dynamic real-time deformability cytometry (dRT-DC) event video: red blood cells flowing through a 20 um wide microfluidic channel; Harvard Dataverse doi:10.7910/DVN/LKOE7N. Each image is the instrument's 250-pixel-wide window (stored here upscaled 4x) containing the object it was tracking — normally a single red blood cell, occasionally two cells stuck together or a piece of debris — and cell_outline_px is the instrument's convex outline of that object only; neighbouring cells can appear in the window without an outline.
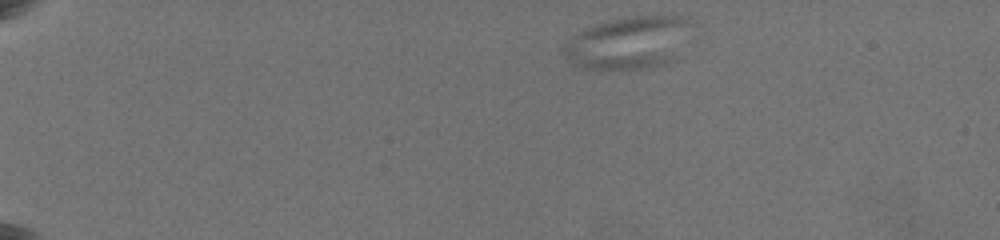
{"species": "common noctule bat (a hibernating species)", "species_latin": "Nyctalus noctula", "temperature_condition": "warm", "stored_images_in_passage": 34, "camera_frame_rate_fps": 3000, "um_per_image_px": 0.085, "animal": {"sex": "female", "body_mass_g": 19.5, "forearm_length_mm": 54.1}, "frame": {"image": 1, "passage_image": 1, "time_ms": 0.0, "image_size_px": [1000, 240], "cell_outline_px": [[688, 20], [672, 60], [664, 64], [648, 68], [580, 68], [564, 52], [564, 48], [580, 32], [588, 28], [624, 16], [680, 16]], "centroid_in_image_um": [53.37, 3.63], "position_along_channel_um": 31.6, "area_um2": 36.59}}
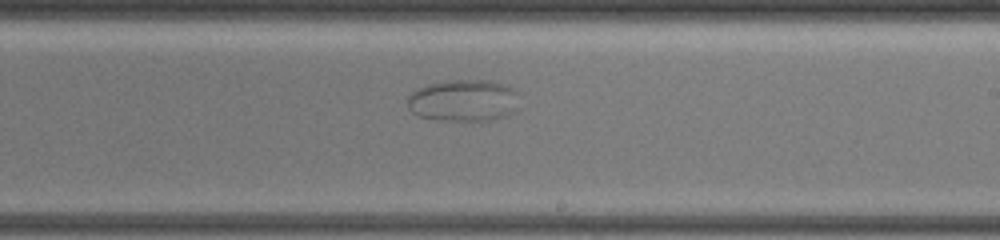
{"frame": {"image": 2, "passage_image": 19, "time_ms": 9.333, "image_size_px": [1000, 240], "cell_outline_px": [[520, 92], [516, 108], [512, 112], [492, 120], [448, 120], [420, 116], [412, 112], [408, 108], [408, 96], [416, 88], [428, 84], [452, 80], [492, 80], [504, 84]], "centroid_in_image_um": [39.42, 8.52], "position_along_channel_um": 249.6, "area_um2": 27.22}}
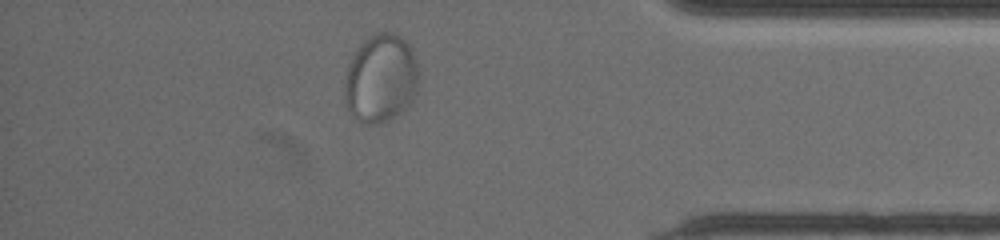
{"frame": {"image": 3, "passage_image": 28, "time_ms": 14.333, "image_size_px": [1000, 240], "cell_outline_px": [[416, 92], [408, 104], [400, 112], [388, 120], [380, 124], [368, 124], [360, 120], [348, 108], [344, 92], [344, 80], [348, 68], [360, 44], [372, 32], [392, 32], [400, 36], [408, 44], [412, 52], [416, 64]], "centroid_in_image_um": [32.35, 6.64], "position_along_channel_um": 402.9, "area_um2": 37.34}}